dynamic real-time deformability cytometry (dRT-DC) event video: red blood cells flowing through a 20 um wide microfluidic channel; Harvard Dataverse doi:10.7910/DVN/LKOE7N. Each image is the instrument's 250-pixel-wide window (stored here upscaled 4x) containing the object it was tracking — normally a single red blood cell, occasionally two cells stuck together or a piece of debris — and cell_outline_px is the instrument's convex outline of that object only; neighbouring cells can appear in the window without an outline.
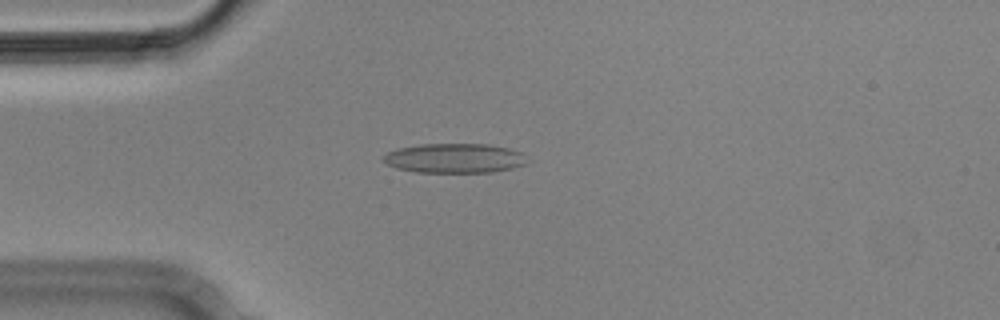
{"species": "Egyptian fruit bat (a non-hibernating species)", "species_latin": "Rousettus aegyptiacus", "temperature_condition": "cold", "stored_images_in_passage": 4, "camera_frame_rate_fps": 3000, "um_per_image_px": 0.085, "animal": {"sex": "male"}, "frame": {"image": 1, "passage_image": 4, "time_ms": 1.0, "image_size_px": [1000, 320], "cell_outline_px": [[528, 164], [512, 168], [492, 172], [416, 172], [396, 168], [388, 164], [384, 160], [384, 156], [388, 152], [400, 148], [420, 144], [488, 144], [508, 148], [520, 152]], "centroid_in_image_um": [38.64, 13.45], "position_along_channel_um": 46.4, "area_um2": 24.51}}